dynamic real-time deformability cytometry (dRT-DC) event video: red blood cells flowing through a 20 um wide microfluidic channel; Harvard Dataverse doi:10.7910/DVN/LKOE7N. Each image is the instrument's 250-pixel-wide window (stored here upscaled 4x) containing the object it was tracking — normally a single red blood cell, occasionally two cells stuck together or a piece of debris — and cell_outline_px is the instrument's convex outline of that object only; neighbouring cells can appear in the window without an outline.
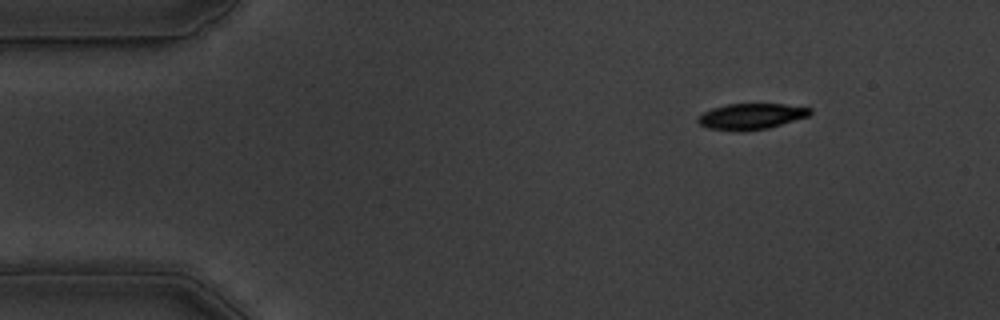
{"species": "common noctule bat (a hibernating species)", "species_latin": "Nyctalus noctula", "temperature_condition": "warm", "stored_images_in_passage": 49, "camera_frame_rate_fps": 3000, "um_per_image_px": 0.085, "animal": {"sex": "male", "body_mass_g": 19.5, "forearm_length_mm": 54.6}, "frame": {"image": 1, "passage_image": 1, "time_ms": 0.0, "image_size_px": [1000, 320], "cell_outline_px": [[812, 112], [808, 116], [768, 128], [740, 132], [708, 128], [700, 124], [696, 120], [696, 116], [712, 108], [728, 104], [784, 104], [812, 108]], "centroid_in_image_um": [63.82, 9.89], "position_along_channel_um": 21.2, "area_um2": 16.99}}
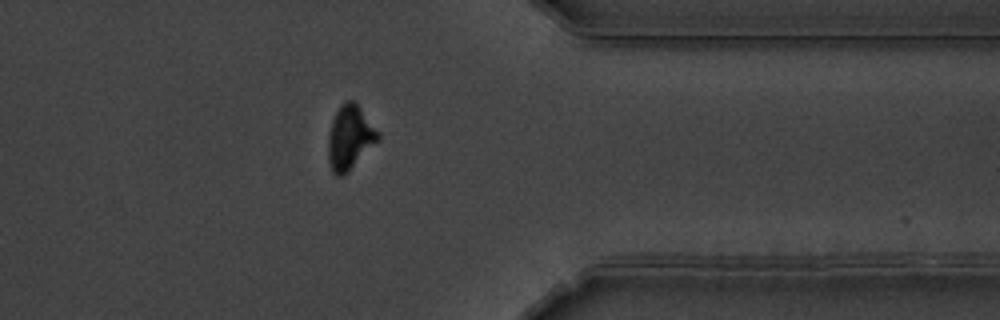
{"frame": {"image": 2, "passage_image": 38, "time_ms": 12.333, "image_size_px": [1000, 320], "cell_outline_px": [[380, 140], [348, 172], [340, 176], [336, 176], [332, 172], [328, 160], [328, 136], [332, 120], [340, 104], [348, 100], [352, 100], [360, 108], [380, 132]], "centroid_in_image_um": [29.75, 11.71], "position_along_channel_um": 381.7, "area_um2": 18.73}}
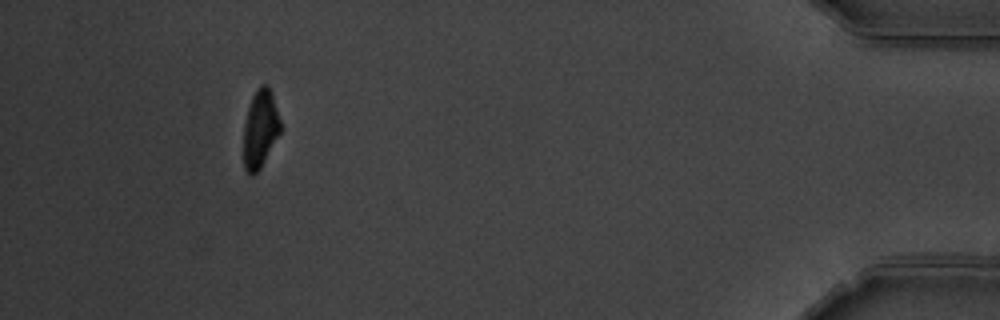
{"frame": {"image": 3, "passage_image": 45, "time_ms": 14.667, "image_size_px": [1000, 320], "cell_outline_px": [[280, 132], [260, 168], [252, 176], [244, 168], [244, 124], [248, 108], [252, 96], [256, 88], [260, 84], [268, 84], [272, 92], [280, 120]], "centroid_in_image_um": [22.11, 10.9], "position_along_channel_um": 413.1, "area_um2": 16.59}, "authors_computed_cell_mechanics": {"area_um2": 18.7272, "velocity_mm_per_s": 3.6447, "shape_relaxation_time_tau1_ms": 2.8274, "shape_relaxation_time_tau2_ms": null, "deformation_change_tau1": 0.1549, "deformation_change_tau2": null}}